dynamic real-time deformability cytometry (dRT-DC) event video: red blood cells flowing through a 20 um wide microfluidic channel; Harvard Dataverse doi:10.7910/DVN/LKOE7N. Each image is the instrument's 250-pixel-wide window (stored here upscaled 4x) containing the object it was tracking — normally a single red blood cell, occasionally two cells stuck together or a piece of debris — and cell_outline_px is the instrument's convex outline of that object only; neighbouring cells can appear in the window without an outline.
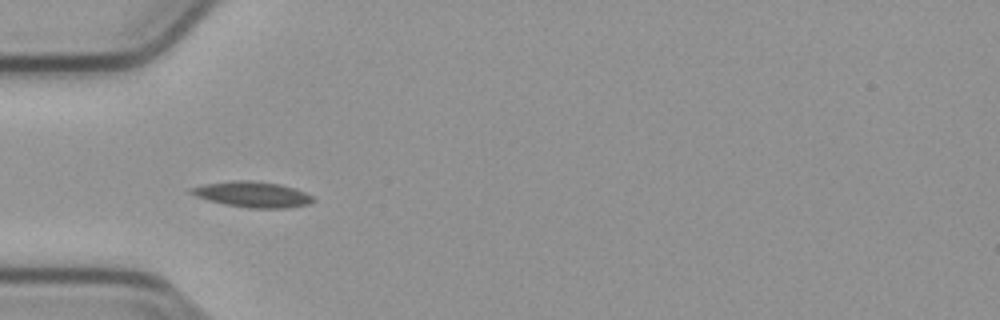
{"species": "common noctule bat (a hibernating species)", "species_latin": "Nyctalus noctula", "temperature_condition": "cold", "stored_images_in_passage": 38, "camera_frame_rate_fps": 3000, "um_per_image_px": 0.085, "animal": {"sex": "male", "body_mass_g": 23.1, "forearm_length_mm": 52.7}, "frame": {"image": 1, "passage_image": 1, "time_ms": 0.0, "image_size_px": [1000, 320], "cell_outline_px": [[316, 200], [308, 204], [284, 208], [248, 208], [224, 204], [208, 200], [196, 196], [188, 192], [188, 188], [204, 184], [232, 180], [252, 180], [280, 184], [304, 192], [312, 196]], "centroid_in_image_um": [21.41, 16.52], "position_along_channel_um": 63.6, "area_um2": 18.26}}
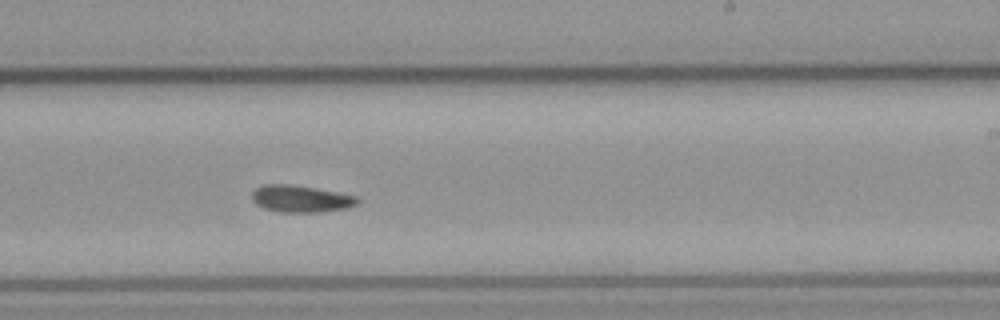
{"frame": {"image": 2, "passage_image": 17, "time_ms": 5.333, "image_size_px": [1000, 320], "cell_outline_px": [[360, 200], [356, 204], [348, 208], [320, 212], [280, 212], [264, 208], [256, 204], [252, 200], [252, 192], [256, 188], [264, 184], [292, 184], [316, 188], [356, 196]], "centroid_in_image_um": [25.55, 16.89], "position_along_channel_um": 263.4, "area_um2": 16.59}}
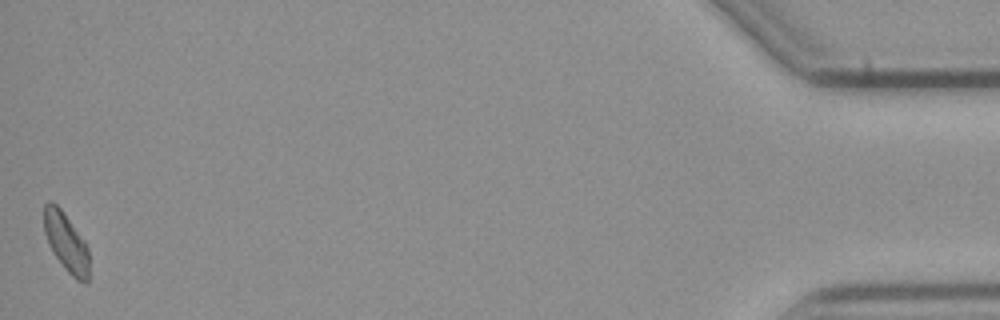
{"frame": {"image": 3, "passage_image": 38, "time_ms": 12.333, "image_size_px": [1000, 320], "cell_outline_px": [[88, 284], [84, 284], [76, 280], [64, 268], [52, 252], [48, 244], [44, 232], [44, 204], [48, 200], [52, 200], [60, 208], [84, 240], [88, 248]], "centroid_in_image_um": [5.61, 20.61], "position_along_channel_um": 429.6, "area_um2": 15.55}}